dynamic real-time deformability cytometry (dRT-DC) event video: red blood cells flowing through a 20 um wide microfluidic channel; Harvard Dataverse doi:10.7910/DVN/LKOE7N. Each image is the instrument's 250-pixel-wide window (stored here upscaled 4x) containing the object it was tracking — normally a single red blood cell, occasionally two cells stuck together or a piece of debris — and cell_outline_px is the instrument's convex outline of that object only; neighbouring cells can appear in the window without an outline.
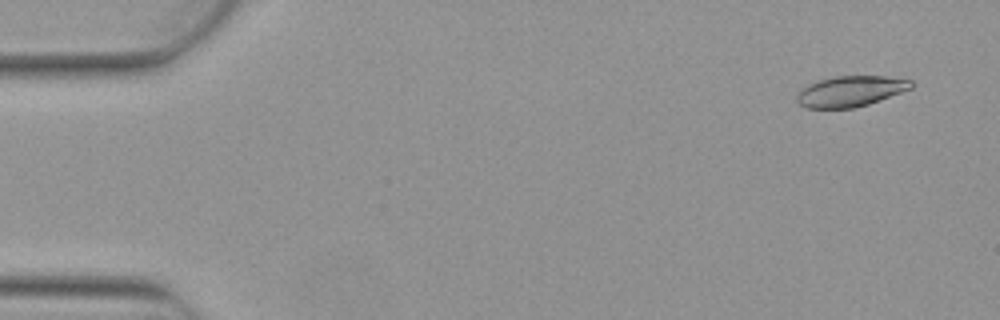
{"species": "Egyptian fruit bat (a non-hibernating species)", "species_latin": "Rousettus aegyptiacus", "temperature_condition": "warm", "stored_images_in_passage": 7, "camera_frame_rate_fps": 3000, "um_per_image_px": 0.085, "animal": {"sex": "female"}, "frame": {"image": 1, "passage_image": 1, "time_ms": 0.0, "image_size_px": [1000, 320], "cell_outline_px": [[912, 88], [880, 100], [868, 104], [852, 108], [808, 108], [800, 104], [796, 100], [796, 96], [800, 88], [816, 80], [832, 76], [884, 76], [912, 80]], "centroid_in_image_um": [72.25, 7.75], "position_along_channel_um": 12.8, "area_um2": 20.52}}
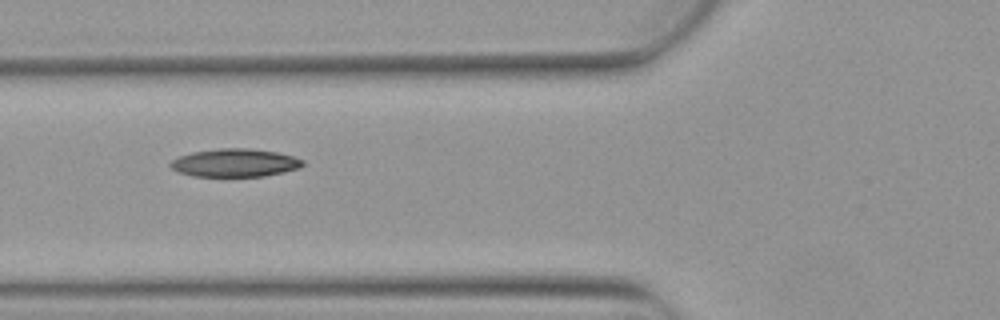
{"frame": {"image": 2, "passage_image": 5, "time_ms": 1.333, "image_size_px": [1000, 320], "cell_outline_px": [[304, 164], [300, 168], [284, 172], [264, 176], [192, 176], [180, 172], [172, 168], [168, 164], [172, 160], [180, 156], [192, 152], [220, 148], [248, 148], [276, 152], [292, 156], [304, 160]], "centroid_in_image_um": [19.98, 13.84], "position_along_channel_um": 105.8, "area_um2": 21.56}}
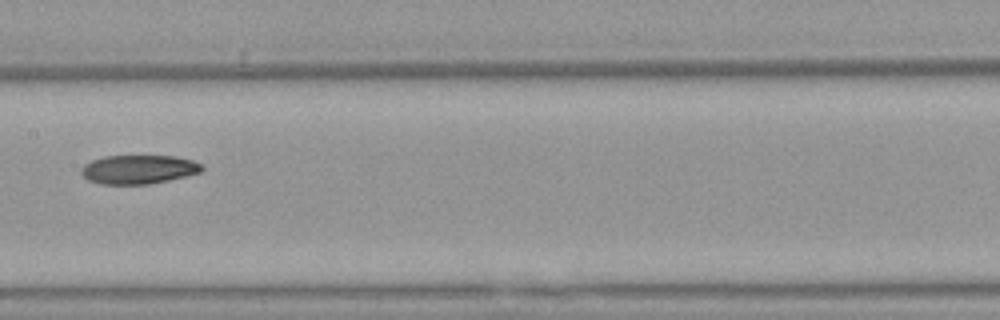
{"frame": {"image": 3, "passage_image": 7, "time_ms": 2.0, "image_size_px": [1000, 320], "cell_outline_px": [[204, 168], [200, 172], [168, 180], [148, 184], [100, 184], [88, 180], [80, 172], [80, 168], [84, 164], [92, 160], [104, 156], [176, 156], [192, 160], [204, 164]], "centroid_in_image_um": [11.77, 14.39], "position_along_channel_um": 195.6, "area_um2": 20.35}}